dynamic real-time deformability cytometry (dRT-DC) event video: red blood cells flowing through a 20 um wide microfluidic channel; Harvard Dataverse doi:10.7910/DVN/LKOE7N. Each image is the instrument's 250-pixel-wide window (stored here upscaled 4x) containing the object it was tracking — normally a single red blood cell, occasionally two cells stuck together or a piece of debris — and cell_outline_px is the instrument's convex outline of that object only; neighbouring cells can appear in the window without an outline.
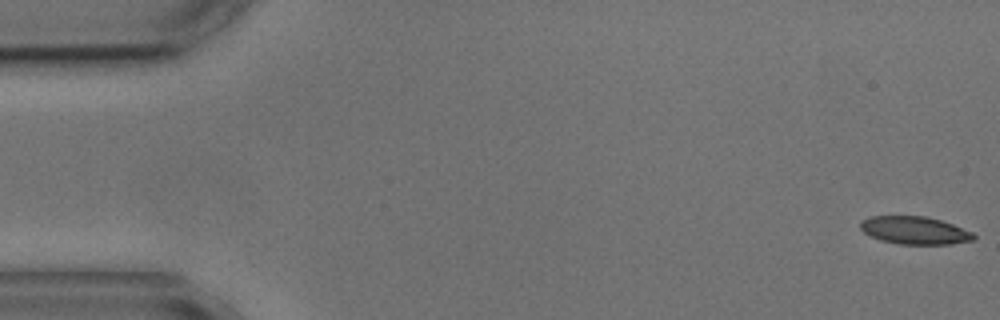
{"species": "common noctule bat (a hibernating species)", "species_latin": "Nyctalus noctula", "temperature_condition": "cold", "stored_images_in_passage": 3, "camera_frame_rate_fps": 3000, "um_per_image_px": 0.085, "animal": {"sex": "male", "body_mass_g": 17.9, "forearm_length_mm": 54.2}, "frame": {"image": 1, "passage_image": 1, "time_ms": 0.0, "image_size_px": [1000, 320], "cell_outline_px": [[976, 240], [948, 244], [900, 244], [880, 240], [864, 232], [860, 228], [860, 220], [868, 216], [924, 216], [940, 220], [952, 224], [972, 232], [976, 236]], "centroid_in_image_um": [77.73, 19.58], "position_along_channel_um": 7.3, "area_um2": 18.32}}